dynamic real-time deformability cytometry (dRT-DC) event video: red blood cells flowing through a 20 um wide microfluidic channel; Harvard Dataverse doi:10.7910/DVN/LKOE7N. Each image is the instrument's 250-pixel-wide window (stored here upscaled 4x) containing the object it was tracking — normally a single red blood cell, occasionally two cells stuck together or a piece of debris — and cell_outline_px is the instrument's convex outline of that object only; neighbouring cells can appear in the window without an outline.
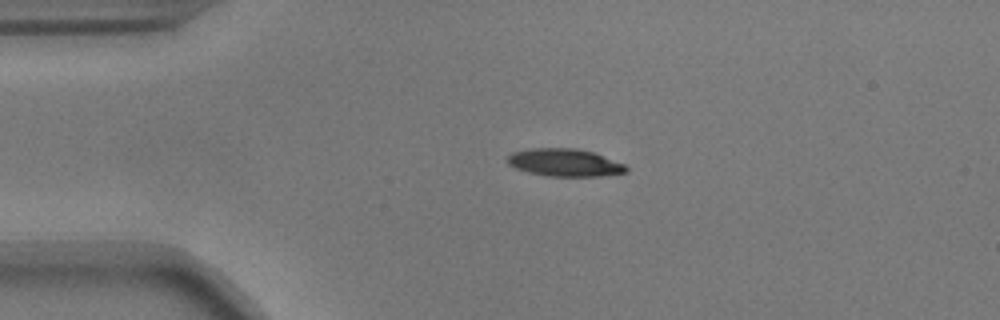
{"species": "common noctule bat (a hibernating species)", "species_latin": "Nyctalus noctula", "temperature_condition": "warm", "stored_images_in_passage": 31, "camera_frame_rate_fps": 3000, "um_per_image_px": 0.085, "animal": {"sex": "male", "body_mass_g": 17.9}, "frame": {"image": 1, "passage_image": 1, "time_ms": 0.0, "image_size_px": [1000, 320], "cell_outline_px": [[628, 172], [600, 176], [548, 176], [528, 172], [516, 168], [508, 164], [508, 156], [512, 152], [532, 148], [576, 148], [592, 152], [624, 164], [628, 168]], "centroid_in_image_um": [47.99, 13.82], "position_along_channel_um": 37.0, "area_um2": 18.96}}
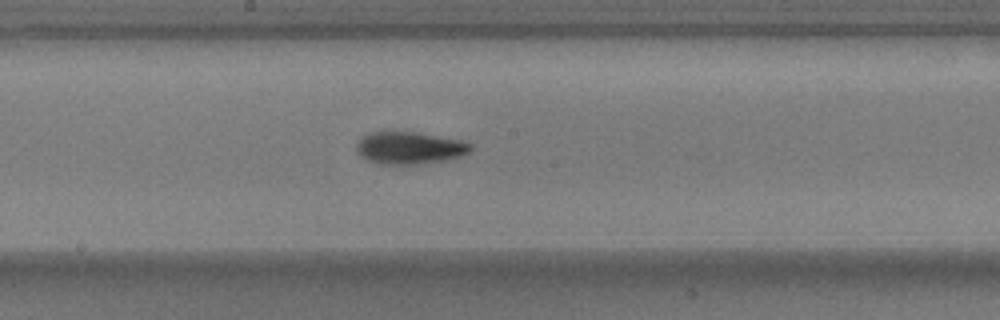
{"frame": {"image": 2, "passage_image": 18, "time_ms": 5.667, "image_size_px": [1000, 320], "cell_outline_px": [[472, 148], [468, 152], [460, 156], [444, 160], [416, 164], [380, 164], [368, 160], [360, 156], [356, 152], [356, 144], [360, 136], [368, 132], [416, 132], [460, 140], [472, 144]], "centroid_in_image_um": [34.74, 12.56], "position_along_channel_um": 213.5, "area_um2": 21.44}}
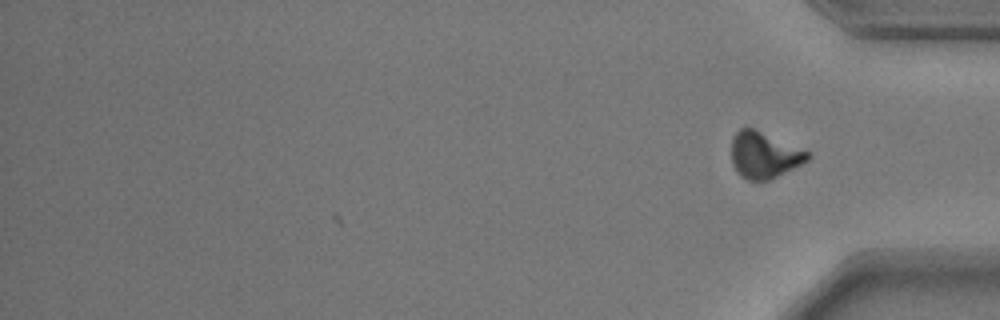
{"frame": {"image": 3, "passage_image": 31, "time_ms": 10.0, "image_size_px": [1000, 320], "cell_outline_px": [[812, 156], [808, 160], [768, 180], [748, 180], [740, 176], [736, 172], [732, 164], [732, 136], [740, 128], [752, 128], [812, 152]], "centroid_in_image_um": [64.94, 13.17], "position_along_channel_um": 370.3, "area_um2": 20.46}, "authors_computed_cell_mechanics": {"area_um2": 20.6346, "velocity_mm_per_s": 3.6687, "shape_relaxation_time_tau1_ms": 3.5357, "shape_relaxation_time_tau2_ms": 3.9535, "deformation_change_tau1": 0.1763, "deformation_change_tau2": 0.0818}}